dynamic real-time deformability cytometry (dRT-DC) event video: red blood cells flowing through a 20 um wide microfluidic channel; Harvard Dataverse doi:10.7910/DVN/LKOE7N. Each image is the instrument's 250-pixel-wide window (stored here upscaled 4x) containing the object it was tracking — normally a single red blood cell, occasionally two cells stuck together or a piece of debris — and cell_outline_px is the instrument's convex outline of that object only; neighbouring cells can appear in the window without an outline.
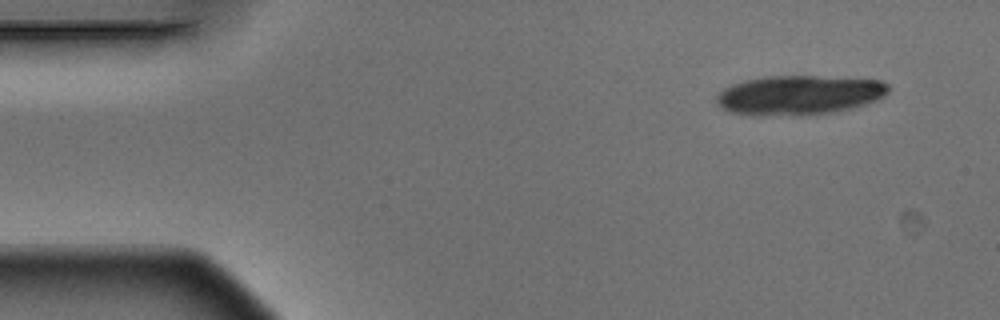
{"species": "Egyptian fruit bat (a non-hibernating species)", "species_latin": "Rousettus aegyptiacus", "temperature_condition": "warm", "stored_images_in_passage": 6, "camera_frame_rate_fps": 3000, "um_per_image_px": 0.085, "animal": {"sex": "male"}, "frame": {"image": 1, "passage_image": 2, "time_ms": 0.333, "image_size_px": [1000, 320], "cell_outline_px": [[892, 88], [880, 100], [868, 104], [852, 108], [832, 112], [732, 112], [716, 104], [716, 96], [724, 88], [732, 84], [764, 76], [816, 76], [880, 80], [888, 84]], "centroid_in_image_um": [68.05, 8.01], "position_along_channel_um": 16.9, "area_um2": 37.92}}
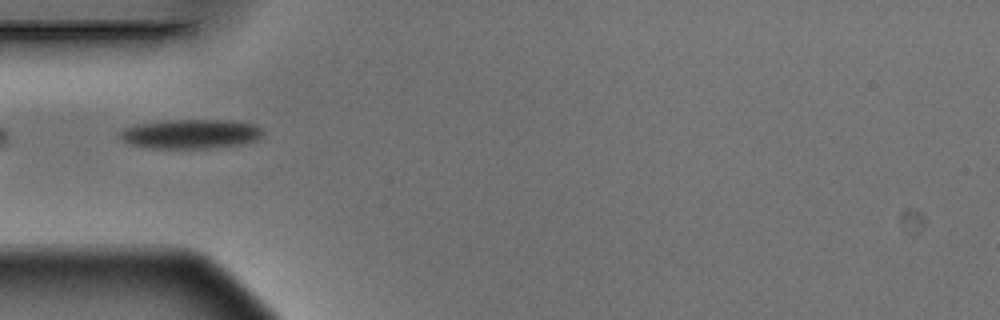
{"frame": {"image": 2, "passage_image": 5, "time_ms": 1.333, "image_size_px": [1000, 320], "cell_outline_px": [[264, 132], [256, 140], [240, 144], [212, 148], [156, 148], [132, 144], [124, 140], [120, 136], [120, 132], [124, 128], [136, 124], [176, 120], [228, 120], [256, 124]], "centroid_in_image_um": [16.26, 11.38], "position_along_channel_um": 68.7, "area_um2": 24.1}}
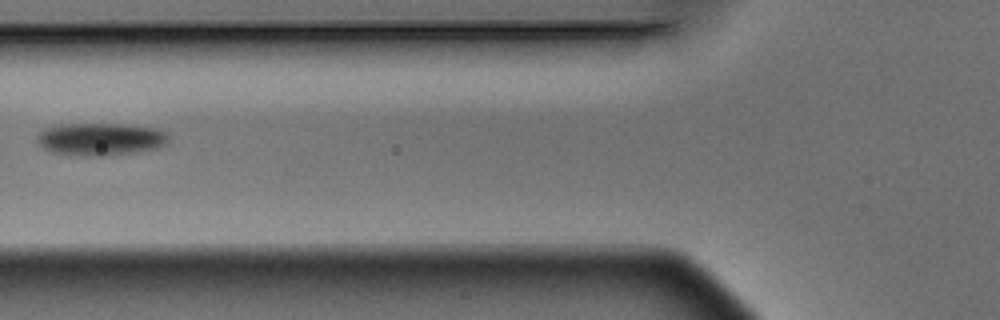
{"frame": {"image": 3, "passage_image": 6, "time_ms": 1.667, "image_size_px": [1000, 320], "cell_outline_px": [[168, 144], [156, 148], [136, 152], [104, 156], [84, 156], [52, 152], [44, 148], [36, 140], [36, 136], [44, 128], [60, 124], [120, 124], [156, 128], [168, 132]], "centroid_in_image_um": [8.55, 11.82], "position_along_channel_um": 117.2, "area_um2": 25.09}}